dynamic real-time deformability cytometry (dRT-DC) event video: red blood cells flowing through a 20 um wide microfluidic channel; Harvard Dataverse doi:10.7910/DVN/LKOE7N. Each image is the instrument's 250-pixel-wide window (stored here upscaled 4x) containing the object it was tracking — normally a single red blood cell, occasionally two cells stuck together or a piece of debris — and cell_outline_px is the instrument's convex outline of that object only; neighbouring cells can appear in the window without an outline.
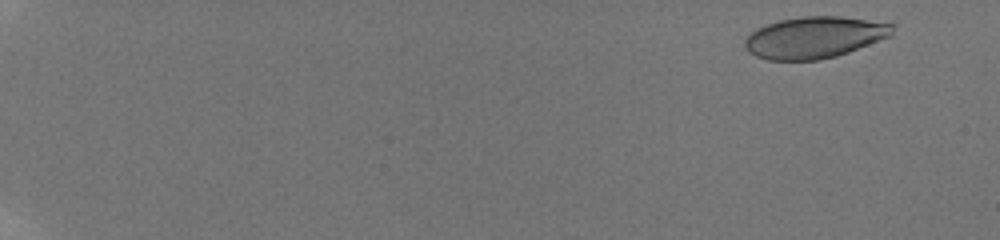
{"species": "human", "species_latin": "Homo sapiens", "temperature_condition": "room temperature", "stored_images_in_passage": 16, "camera_frame_rate_fps": 3000, "um_per_image_px": 0.085, "donor": {"sex": "male"}, "frame": {"image": 1, "passage_image": 3, "time_ms": 1.333, "image_size_px": [1000, 240], "cell_outline_px": [[896, 24], [892, 36], [848, 52], [836, 56], [820, 60], [768, 60], [756, 56], [748, 52], [744, 48], [744, 40], [756, 28], [780, 20], [804, 16], [840, 16]], "centroid_in_image_um": [69.24, 3.18], "position_along_channel_um": 15.8, "area_um2": 35.89}}
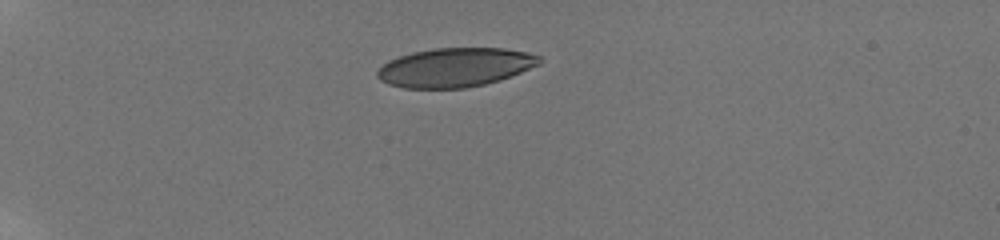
{"frame": {"image": 2, "passage_image": 12, "time_ms": 6.0, "image_size_px": [1000, 240], "cell_outline_px": [[544, 60], [540, 64], [500, 80], [484, 84], [464, 88], [404, 88], [388, 84], [380, 80], [376, 76], [376, 72], [388, 60], [412, 52], [432, 48], [504, 48], [528, 52], [540, 56]], "centroid_in_image_um": [38.69, 5.72], "position_along_channel_um": 46.3, "area_um2": 36.93}}
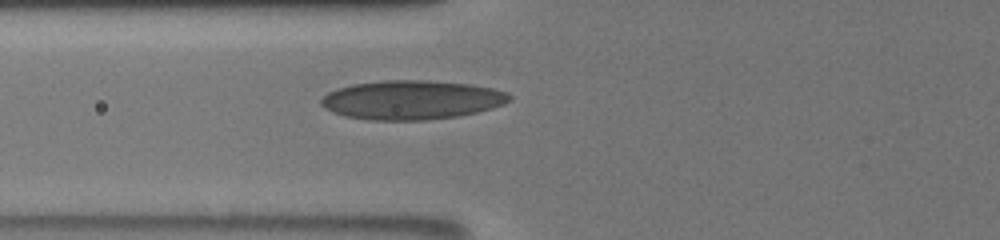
{"frame": {"image": 3, "passage_image": 16, "time_ms": 8.667, "image_size_px": [1000, 240], "cell_outline_px": [[512, 100], [504, 104], [492, 108], [460, 116], [428, 120], [368, 120], [344, 116], [332, 112], [324, 108], [320, 104], [320, 100], [328, 92], [336, 88], [352, 84], [384, 80], [428, 80], [468, 84], [492, 88], [508, 92], [512, 96]], "centroid_in_image_um": [34.98, 8.49], "position_along_channel_um": 90.8, "area_um2": 43.23}}